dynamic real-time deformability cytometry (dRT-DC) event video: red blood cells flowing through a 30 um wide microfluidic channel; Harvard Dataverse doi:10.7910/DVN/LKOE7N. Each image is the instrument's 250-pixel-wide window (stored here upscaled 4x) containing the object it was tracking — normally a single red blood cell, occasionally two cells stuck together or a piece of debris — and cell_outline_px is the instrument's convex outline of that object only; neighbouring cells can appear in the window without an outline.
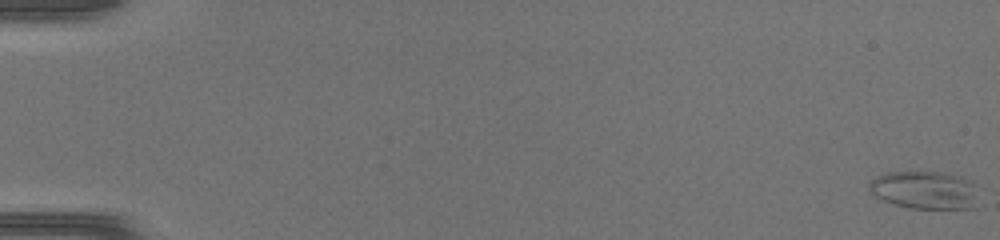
{"species": "common noctule bat (a hibernating species)", "species_latin": "Nyctalus noctula", "temperature_condition": "warm", "stored_images_in_passage": 51, "camera_frame_rate_fps": 3000, "um_per_image_px": 0.085, "animal": {"sex": "female", "body_mass_g": 17.0, "forearm_length_mm": 48.0}, "frame": {"image": 1, "passage_image": 1, "time_ms": 0.0, "image_size_px": [1000, 240], "cell_outline_px": [[976, 208], [912, 208], [896, 204], [884, 200], [868, 192], [868, 184], [876, 176], [888, 172], [940, 172], [960, 176], [968, 180], [972, 184]], "centroid_in_image_um": [78.53, 16.14], "position_along_channel_um": 6.5, "area_um2": 23.7}}
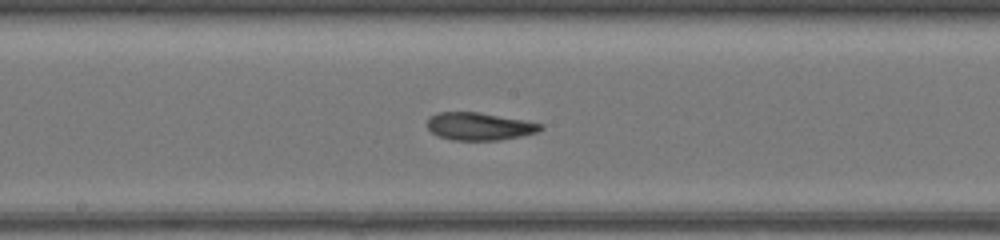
{"frame": {"image": 2, "passage_image": 29, "time_ms": 9.333, "image_size_px": [1000, 240], "cell_outline_px": [[544, 128], [536, 132], [520, 136], [500, 140], [452, 140], [440, 136], [432, 132], [428, 128], [428, 120], [436, 112], [480, 112], [524, 120], [544, 124]], "centroid_in_image_um": [40.77, 10.73], "position_along_channel_um": 207.4, "area_um2": 18.15}}
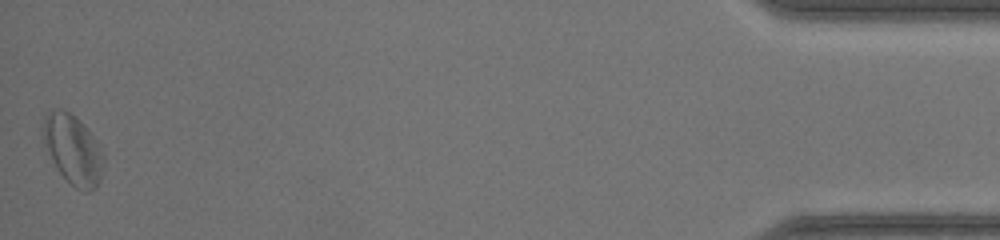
{"frame": {"image": 3, "passage_image": 51, "time_ms": 16.667, "image_size_px": [1000, 240], "cell_outline_px": [[104, 160], [100, 176], [96, 188], [88, 192], [84, 192], [76, 188], [60, 172], [52, 160], [44, 144], [40, 132], [44, 116], [56, 108], [60, 108], [68, 112], [80, 120], [84, 124], [92, 136], [104, 156]], "centroid_in_image_um": [6.16, 12.69], "position_along_channel_um": 429.0, "area_um2": 24.28}, "authors_computed_cell_mechanics": {"area_um2": 19.8832, "velocity_mm_per_s": 4.238, "shape_relaxation_time_tau1_ms": null, "shape_relaxation_time_tau2_ms": 3.1107, "deformation_change_tau1": null, "deformation_change_tau2": 0.1139}}